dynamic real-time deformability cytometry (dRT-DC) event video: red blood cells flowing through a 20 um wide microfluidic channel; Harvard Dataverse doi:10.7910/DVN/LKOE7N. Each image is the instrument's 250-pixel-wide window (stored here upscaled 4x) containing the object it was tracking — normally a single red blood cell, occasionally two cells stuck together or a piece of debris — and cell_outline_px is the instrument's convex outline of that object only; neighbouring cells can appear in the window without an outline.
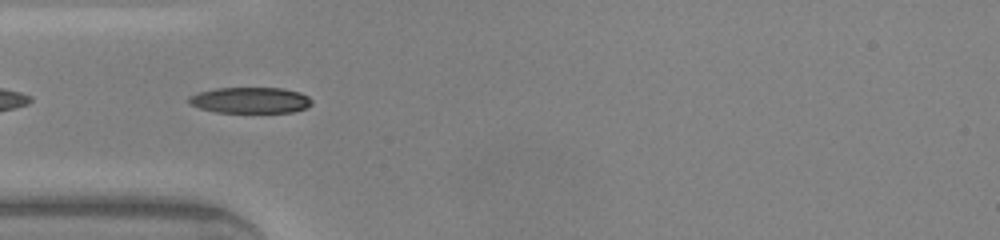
{"species": "common noctule bat (a hibernating species)", "species_latin": "Nyctalus noctula", "temperature_condition": "warm", "stored_images_in_passage": 35, "camera_frame_rate_fps": 3000, "um_per_image_px": 0.085, "animal": {"sex": "male", "body_mass_g": 20.0, "forearm_length_mm": 53.3}, "frame": {"image": 1, "passage_image": 2, "time_ms": 0.333, "image_size_px": [1000, 240], "cell_outline_px": [[312, 104], [308, 108], [292, 112], [216, 112], [200, 108], [188, 104], [188, 96], [200, 92], [216, 88], [280, 88], [300, 92], [308, 96], [312, 100]], "centroid_in_image_um": [21.29, 8.52], "position_along_channel_um": 63.7, "area_um2": 18.67}}
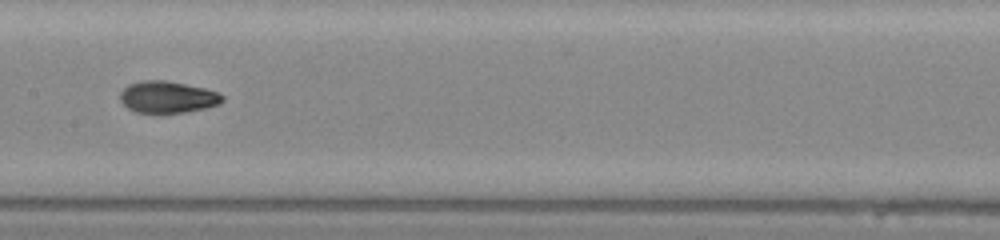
{"frame": {"image": 2, "passage_image": 11, "time_ms": 3.333, "image_size_px": [1000, 240], "cell_outline_px": [[224, 100], [220, 104], [204, 108], [184, 112], [136, 112], [128, 108], [120, 100], [120, 92], [128, 84], [144, 80], [164, 80], [204, 88], [216, 92], [224, 96]], "centroid_in_image_um": [14.23, 8.24], "position_along_channel_um": 193.2, "area_um2": 18.67}}
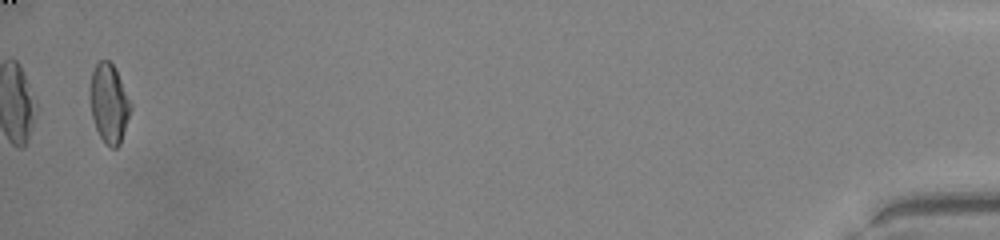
{"frame": {"image": 3, "passage_image": 34, "time_ms": 11.0, "image_size_px": [1000, 240], "cell_outline_px": [[132, 108], [120, 144], [116, 148], [112, 148], [104, 144], [96, 128], [92, 116], [92, 72], [96, 64], [100, 60], [108, 60], [116, 68], [132, 104]], "centroid_in_image_um": [9.32, 8.81], "position_along_channel_um": 425.9, "area_um2": 18.38}, "authors_computed_cell_mechanics": {"area_um2": 18.496, "velocity_mm_per_s": 4.3012, "shape_relaxation_time_tau1_ms": 10.6111, "shape_relaxation_time_tau2_ms": 1.6761, "deformation_change_tau1": 0.3394, "deformation_change_tau2": 0.0611}}